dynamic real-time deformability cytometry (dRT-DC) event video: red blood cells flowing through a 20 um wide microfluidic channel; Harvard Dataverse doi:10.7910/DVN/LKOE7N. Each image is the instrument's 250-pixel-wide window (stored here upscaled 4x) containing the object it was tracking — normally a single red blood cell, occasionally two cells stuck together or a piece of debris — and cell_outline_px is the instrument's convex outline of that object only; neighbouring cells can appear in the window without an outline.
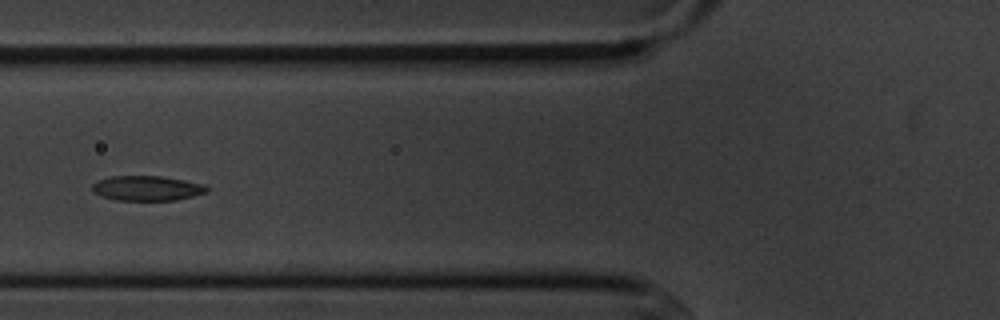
{"species": "common noctule bat (a hibernating species)", "species_latin": "Nyctalus noctula", "temperature_condition": "cold", "stored_images_in_passage": 6, "camera_frame_rate_fps": 3000, "um_per_image_px": 0.085, "animal": {"sex": "male", "body_mass_g": 20.1, "forearm_length_mm": 53.5}, "frame": {"image": 1, "passage_image": 6, "time_ms": 5.667, "image_size_px": [1000, 320], "cell_outline_px": [[208, 192], [176, 200], [116, 200], [100, 196], [92, 192], [92, 184], [96, 180], [108, 176], [160, 176], [184, 180], [204, 184], [208, 188]], "centroid_in_image_um": [12.44, 15.99], "position_along_channel_um": 113.4, "area_um2": 16.76}}